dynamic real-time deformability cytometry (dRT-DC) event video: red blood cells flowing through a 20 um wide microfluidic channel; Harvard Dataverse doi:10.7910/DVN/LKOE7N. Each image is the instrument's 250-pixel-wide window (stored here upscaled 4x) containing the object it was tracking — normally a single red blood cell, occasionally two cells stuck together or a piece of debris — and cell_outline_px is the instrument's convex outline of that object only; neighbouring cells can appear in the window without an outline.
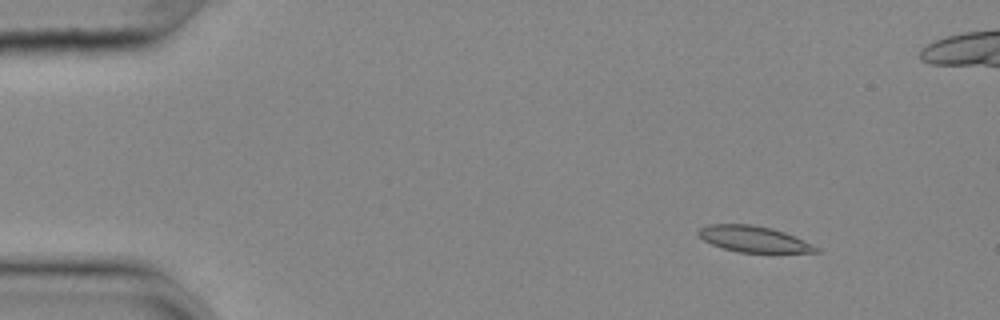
{"species": "common noctule bat (a hibernating species)", "species_latin": "Nyctalus noctula", "temperature_condition": "cold", "stored_images_in_passage": 51, "camera_frame_rate_fps": 3000, "um_per_image_px": 0.085, "animal": {"sex": "female", "body_mass_g": 25.1}, "frame": {"image": 1, "passage_image": 1, "time_ms": 0.0, "image_size_px": [1000, 320], "cell_outline_px": [[820, 252], [740, 252], [724, 248], [712, 244], [704, 240], [696, 232], [700, 228], [708, 224], [752, 224], [772, 228], [784, 232], [812, 244], [820, 248]], "centroid_in_image_um": [64.05, 20.31], "position_along_channel_um": 20.9, "area_um2": 17.63}}
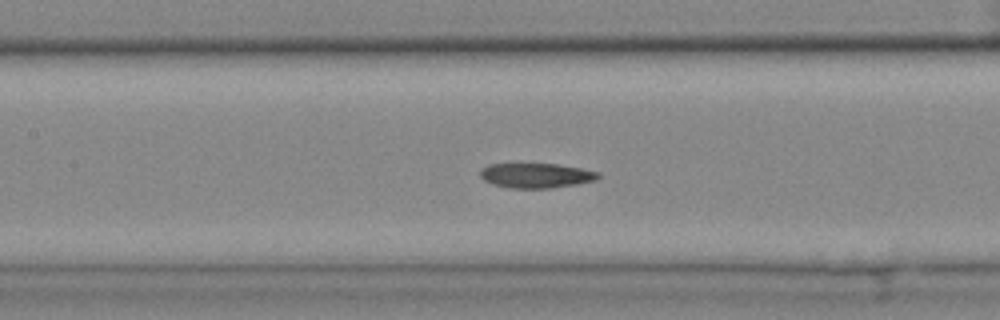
{"frame": {"image": 2, "passage_image": 20, "time_ms": 6.333, "image_size_px": [1000, 320], "cell_outline_px": [[600, 176], [596, 180], [576, 184], [548, 188], [512, 188], [492, 184], [484, 180], [480, 176], [480, 172], [488, 164], [556, 164], [580, 168], [600, 172]], "centroid_in_image_um": [45.58, 14.92], "position_along_channel_um": 161.8, "area_um2": 16.88}}
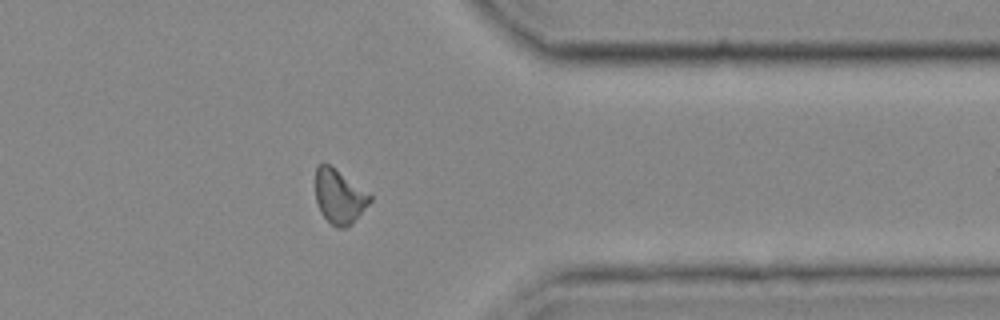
{"frame": {"image": 3, "passage_image": 39, "time_ms": 12.667, "image_size_px": [1000, 320], "cell_outline_px": [[372, 200], [352, 224], [344, 228], [336, 228], [320, 212], [316, 200], [316, 168], [320, 164], [328, 164], [372, 196]], "centroid_in_image_um": [28.83, 16.75], "position_along_channel_um": 382.6, "area_um2": 16.76}}